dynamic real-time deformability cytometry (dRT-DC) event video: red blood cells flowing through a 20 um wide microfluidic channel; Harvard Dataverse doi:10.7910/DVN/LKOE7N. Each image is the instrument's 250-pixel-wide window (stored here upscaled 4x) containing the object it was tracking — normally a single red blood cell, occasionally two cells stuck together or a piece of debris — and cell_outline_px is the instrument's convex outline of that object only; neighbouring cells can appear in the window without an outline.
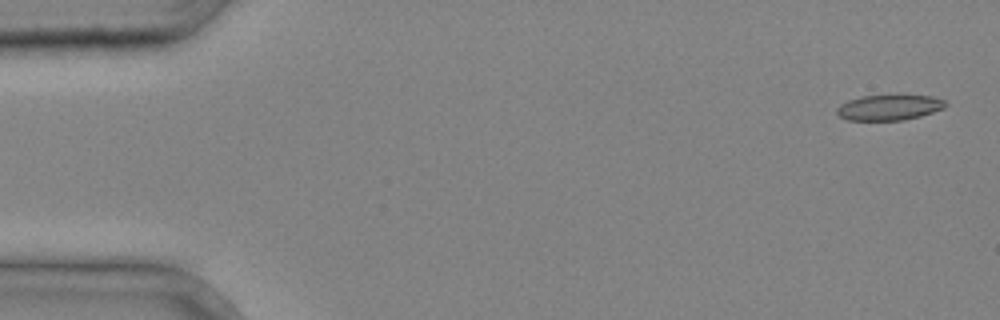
{"species": "common noctule bat (a hibernating species)", "species_latin": "Nyctalus noctula", "temperature_condition": "cold", "stored_images_in_passage": 5, "segment_of_instrument_passage": [1, 2], "camera_frame_rate_fps": 3000, "um_per_image_px": 0.085, "animal": {"sex": "male", "body_mass_g": 20.4}, "frame": {"image": 1, "passage_image": 1, "time_ms": 0.0, "image_size_px": [1000, 320], "cell_outline_px": [[948, 104], [944, 108], [920, 116], [904, 120], [848, 120], [840, 116], [836, 112], [836, 108], [840, 104], [848, 100], [860, 96], [932, 96], [944, 100]], "centroid_in_image_um": [75.56, 9.14], "position_along_channel_um": 9.4, "area_um2": 15.95}}
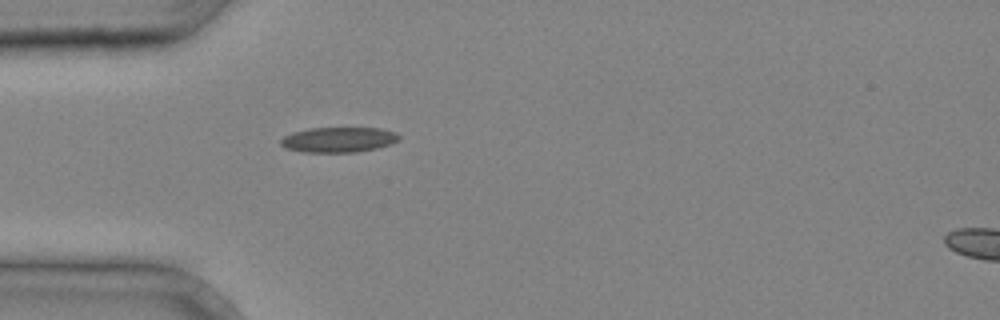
{"frame": {"image": 2, "passage_image": 4, "time_ms": 1.0, "image_size_px": [1000, 320], "cell_outline_px": [[400, 140], [392, 144], [376, 148], [356, 152], [300, 152], [284, 148], [280, 144], [280, 140], [284, 136], [292, 132], [312, 128], [380, 128], [396, 132], [400, 136]], "centroid_in_image_um": [28.78, 11.88], "position_along_channel_um": 56.2, "area_um2": 17.51}}